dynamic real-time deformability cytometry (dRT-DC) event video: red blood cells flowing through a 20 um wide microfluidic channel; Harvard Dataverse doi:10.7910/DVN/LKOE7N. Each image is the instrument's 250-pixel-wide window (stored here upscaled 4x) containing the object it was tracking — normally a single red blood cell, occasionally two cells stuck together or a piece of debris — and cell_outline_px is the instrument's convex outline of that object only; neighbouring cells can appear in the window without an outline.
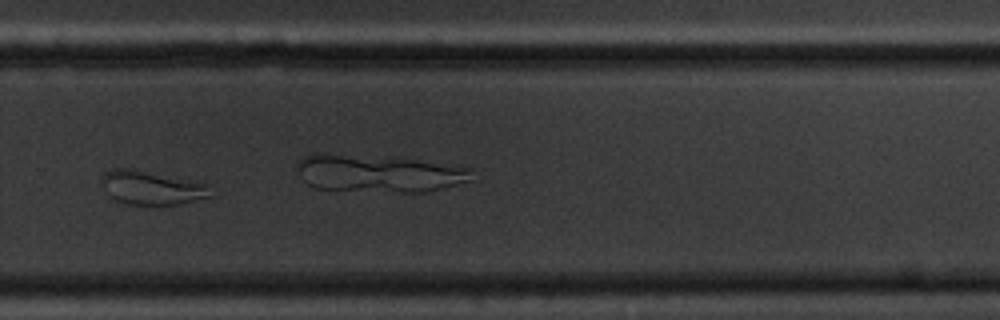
{"species": "common noctule bat (a hibernating species)", "species_latin": "Nyctalus noctula", "temperature_condition": "cold", "stored_images_in_passage": 9, "camera_frame_rate_fps": 3000, "um_per_image_px": 0.085, "animal": {"sex": "male", "body_mass_g": 20.1, "forearm_length_mm": 53.5}, "frame": {"image": 1, "passage_image": 7, "time_ms": 7.0, "image_size_px": [1000, 320], "cell_outline_px": [[216, 196], [180, 204], [124, 204], [116, 200], [112, 196], [104, 180], [104, 172], [112, 168], [136, 168], [208, 184], [216, 192]], "centroid_in_image_um": [13.05, 15.95], "position_along_channel_um": 316.7, "area_um2": 21.44}}
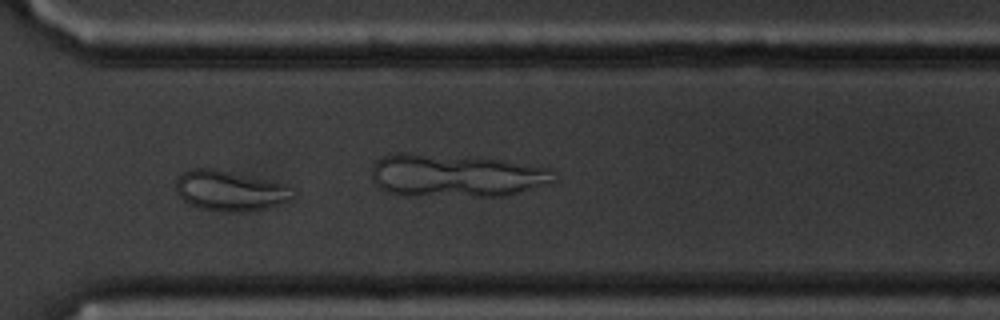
{"frame": {"image": 2, "passage_image": 8, "time_ms": 8.0, "image_size_px": [1000, 320], "cell_outline_px": [[296, 196], [288, 200], [264, 208], [232, 212], [224, 212], [200, 208], [184, 200], [176, 192], [176, 180], [184, 172], [192, 168], [212, 168], [276, 180], [292, 184]], "centroid_in_image_um": [19.62, 16.18], "position_along_channel_um": 351.0, "area_um2": 27.69}}